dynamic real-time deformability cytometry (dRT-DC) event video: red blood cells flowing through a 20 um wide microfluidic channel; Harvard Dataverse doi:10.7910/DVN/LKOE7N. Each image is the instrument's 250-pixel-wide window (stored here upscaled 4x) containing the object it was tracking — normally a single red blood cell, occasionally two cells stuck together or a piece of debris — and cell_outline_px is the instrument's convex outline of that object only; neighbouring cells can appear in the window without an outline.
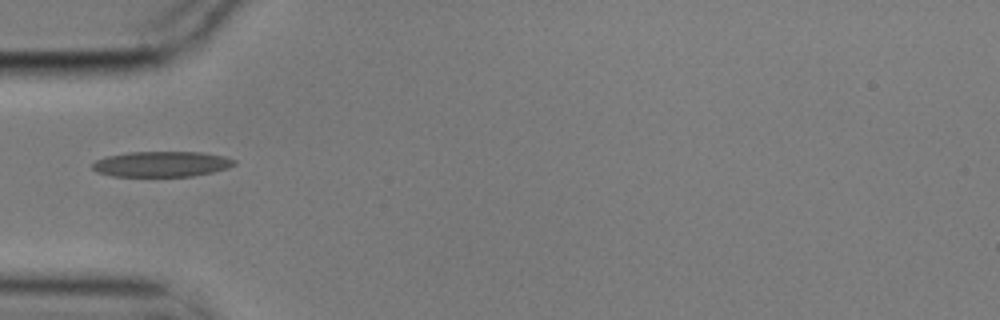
{"species": "common noctule bat (a hibernating species)", "species_latin": "Nyctalus noctula", "temperature_condition": "cold", "stored_images_in_passage": 3, "camera_frame_rate_fps": 3000, "um_per_image_px": 0.085, "animal": {"sex": "male", "body_mass_g": 17.9}, "frame": {"image": 1, "passage_image": 1, "time_ms": 0.0, "image_size_px": [1000, 320], "cell_outline_px": [[236, 164], [228, 168], [212, 172], [192, 176], [112, 176], [96, 172], [92, 168], [92, 164], [96, 160], [104, 156], [128, 152], [200, 152], [224, 156], [236, 160]], "centroid_in_image_um": [13.71, 13.94], "position_along_channel_um": 71.3, "area_um2": 21.15}}
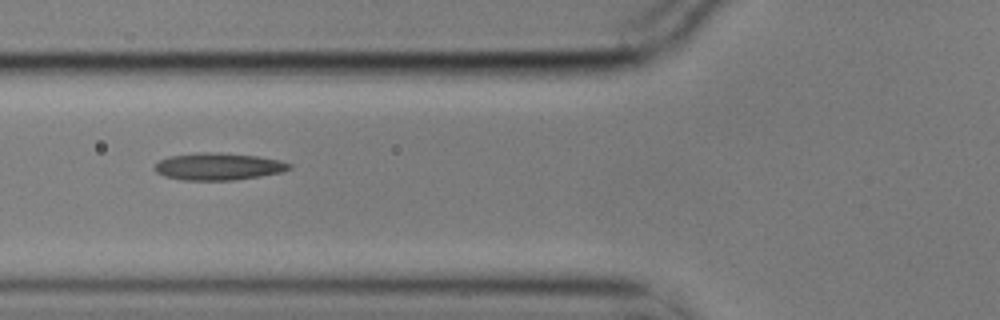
{"frame": {"image": 2, "passage_image": 2, "time_ms": 0.333, "image_size_px": [1000, 320], "cell_outline_px": [[292, 168], [280, 172], [260, 176], [232, 180], [180, 180], [164, 176], [156, 172], [152, 168], [160, 160], [168, 156], [204, 152], [208, 152], [256, 156], [280, 160], [292, 164]], "centroid_in_image_um": [18.53, 14.16], "position_along_channel_um": 107.3, "area_um2": 21.15}}
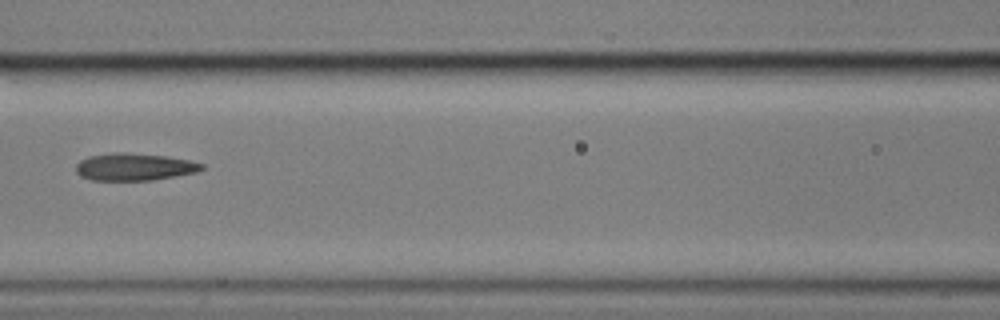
{"frame": {"image": 3, "passage_image": 3, "time_ms": 0.667, "image_size_px": [1000, 320], "cell_outline_px": [[204, 168], [196, 172], [176, 176], [152, 180], [92, 180], [80, 176], [76, 172], [76, 164], [80, 160], [88, 156], [112, 152], [124, 152], [164, 156], [192, 160], [204, 164]], "centroid_in_image_um": [11.41, 14.18], "position_along_channel_um": 155.2, "area_um2": 20.11}}